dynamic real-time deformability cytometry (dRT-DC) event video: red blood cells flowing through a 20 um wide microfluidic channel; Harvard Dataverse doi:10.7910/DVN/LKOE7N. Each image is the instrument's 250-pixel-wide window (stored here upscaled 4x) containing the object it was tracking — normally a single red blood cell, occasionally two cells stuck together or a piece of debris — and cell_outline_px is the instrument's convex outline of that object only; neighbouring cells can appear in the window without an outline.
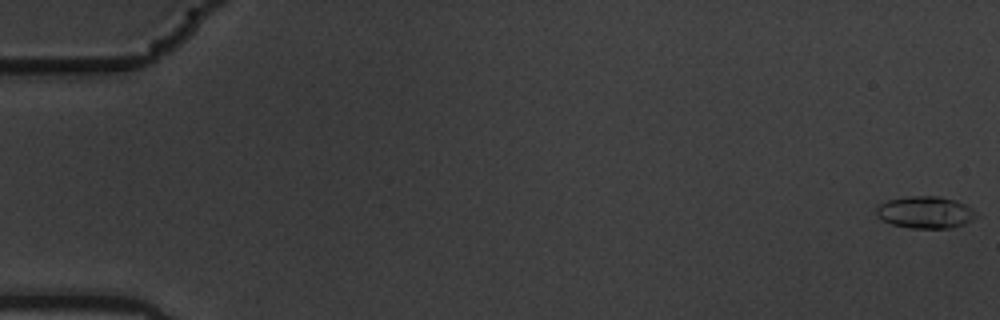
{"species": "common noctule bat (a hibernating species)", "species_latin": "Nyctalus noctula", "temperature_condition": "warm", "stored_images_in_passage": 59, "camera_frame_rate_fps": 3000, "um_per_image_px": 0.085, "animal": {"sex": "male", "body_mass_g": 19.5, "forearm_length_mm": 54.6}, "frame": {"image": 1, "passage_image": 1, "time_ms": 0.0, "image_size_px": [1000, 320], "cell_outline_px": [[976, 216], [972, 220], [964, 224], [952, 228], [908, 228], [892, 224], [880, 220], [876, 216], [876, 204], [888, 200], [908, 196], [940, 196], [956, 200], [972, 208]], "centroid_in_image_um": [78.6, 18.04], "position_along_channel_um": 6.4, "area_um2": 18.84}}
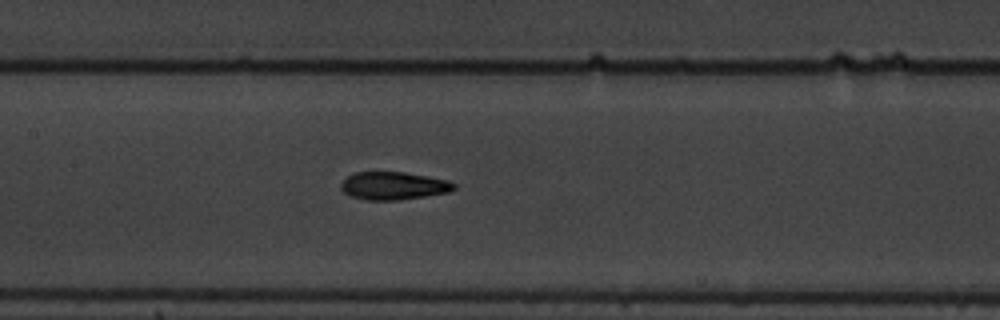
{"frame": {"image": 2, "passage_image": 29, "time_ms": 9.333, "image_size_px": [1000, 320], "cell_outline_px": [[456, 188], [448, 192], [424, 196], [396, 200], [368, 200], [348, 196], [340, 188], [340, 184], [348, 176], [356, 172], [404, 172], [428, 176], [448, 180], [456, 184]], "centroid_in_image_um": [33.44, 15.79], "position_along_channel_um": 174.0, "area_um2": 18.32}}
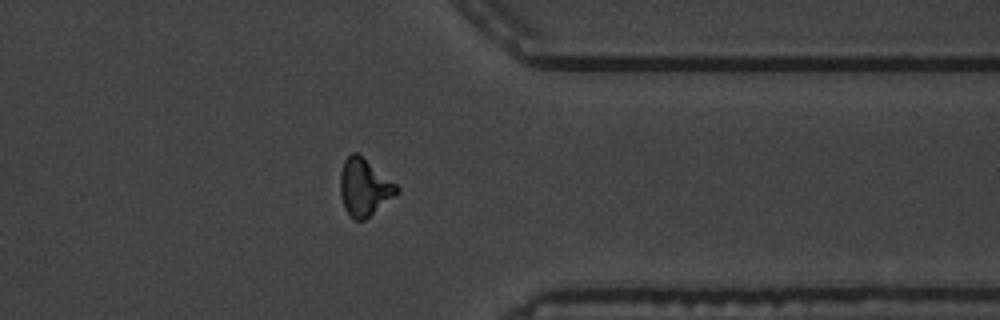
{"frame": {"image": 3, "passage_image": 47, "time_ms": 15.333, "image_size_px": [1000, 320], "cell_outline_px": [[400, 192], [364, 220], [352, 220], [344, 208], [340, 196], [340, 172], [344, 160], [352, 152], [356, 152], [396, 184], [400, 188]], "centroid_in_image_um": [30.94, 15.94], "position_along_channel_um": 380.5, "area_um2": 18.73}, "authors_computed_cell_mechanics": {"area_um2": 17.9758, "velocity_mm_per_s": 3.5571, "shape_relaxation_time_tau1_ms": 3.8511, "shape_relaxation_time_tau2_ms": 1.7686, "deformation_change_tau1": 0.1626, "deformation_change_tau2": 0.0961}}